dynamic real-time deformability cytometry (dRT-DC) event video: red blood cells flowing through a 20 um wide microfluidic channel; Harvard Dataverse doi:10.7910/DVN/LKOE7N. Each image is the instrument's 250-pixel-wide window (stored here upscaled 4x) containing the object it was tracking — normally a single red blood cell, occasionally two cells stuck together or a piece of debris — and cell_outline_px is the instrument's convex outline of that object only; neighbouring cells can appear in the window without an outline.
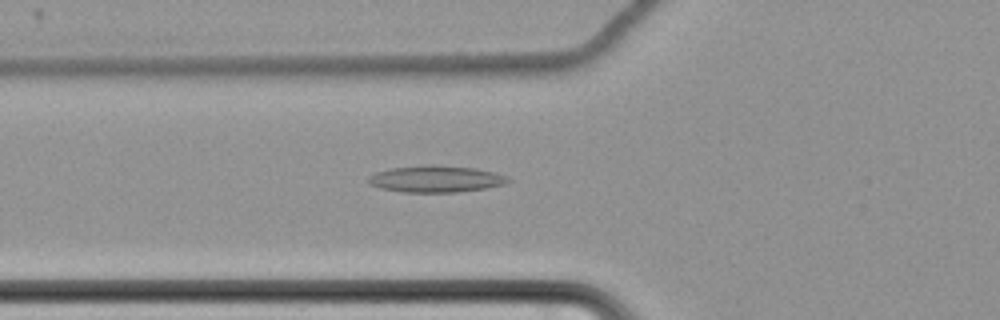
{"species": "common noctule bat (a hibernating species)", "species_latin": "Nyctalus noctula", "temperature_condition": "cold", "stored_images_in_passage": 63, "camera_frame_rate_fps": 3000, "um_per_image_px": 0.085, "animal": {"sex": "female", "body_mass_g": 22.7, "forearm_length_mm": 54.2}, "frame": {"image": 1, "passage_image": 26, "time_ms": 8.333, "image_size_px": [1000, 320], "cell_outline_px": [[512, 180], [504, 184], [484, 188], [456, 192], [400, 192], [380, 188], [368, 184], [368, 176], [376, 172], [392, 168], [428, 164], [432, 164], [476, 168], [496, 172], [508, 176]], "centroid_in_image_um": [37.05, 15.2], "position_along_channel_um": 88.8, "area_um2": 21.91}}
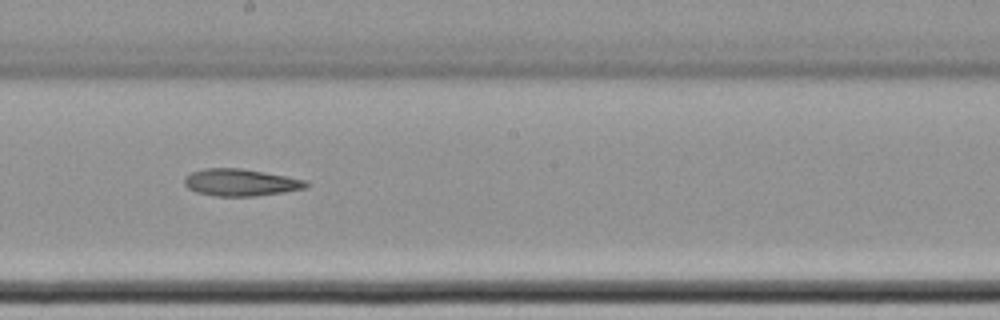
{"frame": {"image": 2, "passage_image": 38, "time_ms": 12.333, "image_size_px": [1000, 320], "cell_outline_px": [[312, 184], [308, 188], [284, 192], [256, 196], [216, 196], [196, 192], [188, 188], [184, 184], [184, 176], [192, 172], [204, 168], [240, 168], [264, 172], [308, 180]], "centroid_in_image_um": [20.5, 15.51], "position_along_channel_um": 227.7, "area_um2": 19.42}}
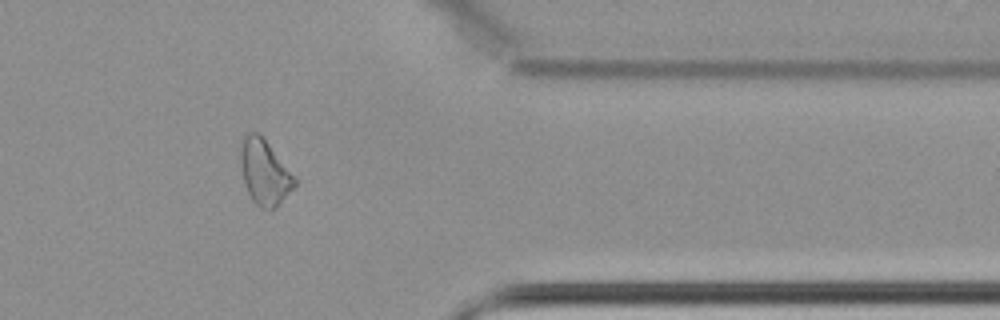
{"frame": {"image": 3, "passage_image": 53, "time_ms": 17.333, "image_size_px": [1000, 320], "cell_outline_px": [[300, 180], [272, 208], [260, 208], [252, 200], [248, 192], [244, 180], [240, 160], [240, 148], [244, 136], [248, 132], [256, 132], [268, 144]], "centroid_in_image_um": [22.49, 14.61], "position_along_channel_um": 388.9, "area_um2": 20.0}}